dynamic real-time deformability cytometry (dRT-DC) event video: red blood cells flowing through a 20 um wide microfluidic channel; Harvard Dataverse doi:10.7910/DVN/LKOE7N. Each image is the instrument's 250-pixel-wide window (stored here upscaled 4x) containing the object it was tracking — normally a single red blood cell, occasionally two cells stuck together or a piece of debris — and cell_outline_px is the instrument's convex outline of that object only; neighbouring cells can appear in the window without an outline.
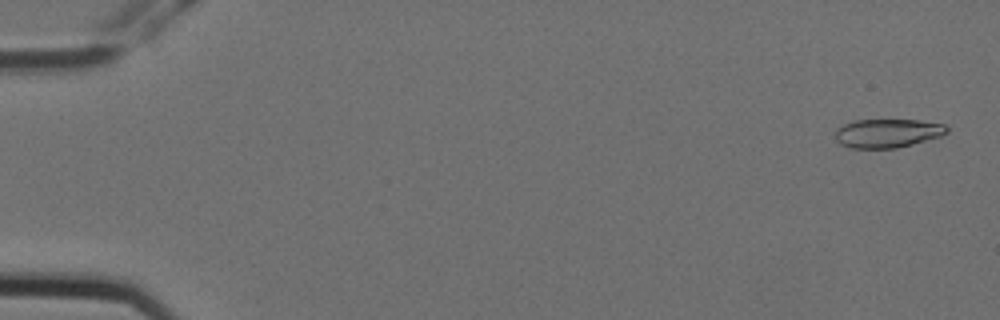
{"species": "Egyptian fruit bat (a non-hibernating species)", "species_latin": "Rousettus aegyptiacus", "temperature_condition": "cold", "stored_images_in_passage": 5, "camera_frame_rate_fps": 3000, "um_per_image_px": 0.085, "animal": {"sex": "female"}, "frame": {"image": 1, "passage_image": 1, "time_ms": 0.0, "image_size_px": [1000, 320], "cell_outline_px": [[948, 132], [940, 136], [912, 144], [896, 148], [852, 148], [840, 144], [836, 140], [836, 128], [852, 120], [916, 120], [944, 124], [948, 128]], "centroid_in_image_um": [75.41, 11.32], "position_along_channel_um": 9.6, "area_um2": 18.61}}
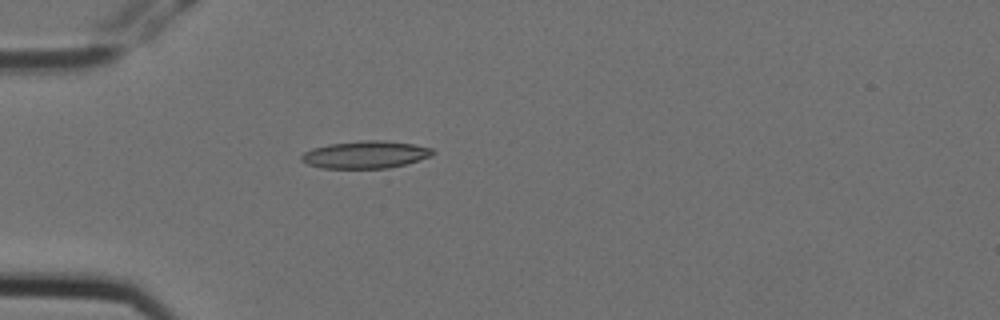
{"frame": {"image": 2, "passage_image": 5, "time_ms": 1.333, "image_size_px": [1000, 320], "cell_outline_px": [[436, 152], [432, 156], [404, 164], [388, 168], [320, 168], [308, 164], [300, 160], [300, 156], [304, 152], [312, 148], [328, 144], [360, 140], [384, 140], [412, 144], [432, 148]], "centroid_in_image_um": [31.04, 13.14], "position_along_channel_um": 54.0, "area_um2": 21.04}}